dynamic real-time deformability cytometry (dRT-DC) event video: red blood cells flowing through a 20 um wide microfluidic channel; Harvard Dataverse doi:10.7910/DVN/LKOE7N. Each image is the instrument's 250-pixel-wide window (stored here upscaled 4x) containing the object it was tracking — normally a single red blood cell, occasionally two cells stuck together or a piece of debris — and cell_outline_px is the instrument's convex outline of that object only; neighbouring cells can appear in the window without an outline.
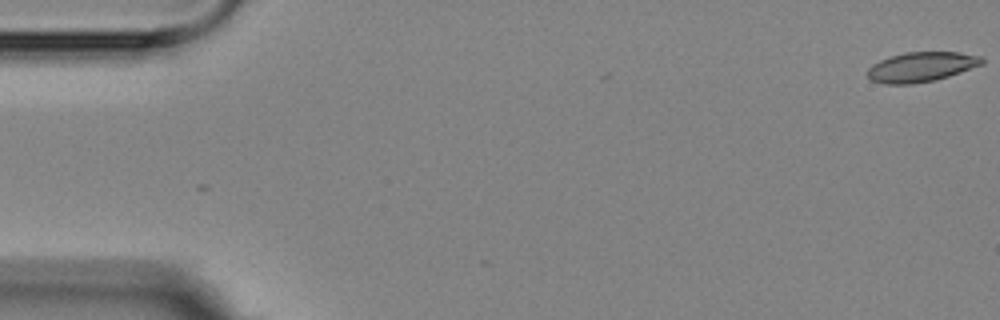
{"species": "Egyptian fruit bat (a non-hibernating species)", "species_latin": "Rousettus aegyptiacus", "temperature_condition": "room temperature", "stored_images_in_passage": 3, "camera_frame_rate_fps": 3000, "um_per_image_px": 0.085, "animal": {"sex": "female"}, "frame": {"image": 1, "passage_image": 1, "time_ms": 0.0, "image_size_px": [1000, 320], "cell_outline_px": [[984, 64], [948, 76], [932, 80], [912, 84], [884, 84], [872, 80], [868, 76], [868, 68], [872, 64], [888, 56], [904, 52], [960, 52], [980, 56], [984, 60]], "centroid_in_image_um": [78.3, 5.67], "position_along_channel_um": 6.7, "area_um2": 19.83}}